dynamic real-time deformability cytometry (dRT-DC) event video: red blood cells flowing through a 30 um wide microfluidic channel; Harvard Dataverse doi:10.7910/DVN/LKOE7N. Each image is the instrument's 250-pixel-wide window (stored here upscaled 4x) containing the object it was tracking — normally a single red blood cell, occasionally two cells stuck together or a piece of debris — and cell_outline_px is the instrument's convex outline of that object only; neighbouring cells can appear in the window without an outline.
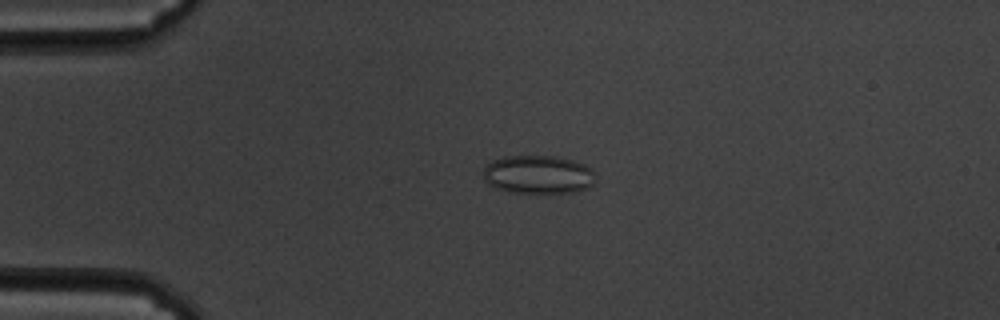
{"species": "common noctule bat (a hibernating species)", "species_latin": "Nyctalus noctula", "temperature_condition": "cold", "stored_images_in_passage": 42, "camera_frame_rate_fps": 3000, "um_per_image_px": 0.085, "animal": {"sex": "male", "body_mass_g": 19.5, "forearm_length_mm": 54.6}, "frame": {"image": 1, "passage_image": 13, "time_ms": 4.0, "image_size_px": [1000, 320], "cell_outline_px": [[592, 184], [588, 188], [576, 192], [508, 192], [496, 188], [488, 184], [484, 180], [484, 168], [492, 160], [504, 156], [556, 156], [572, 160], [584, 164], [592, 168]], "centroid_in_image_um": [45.71, 14.83], "position_along_channel_um": 39.3, "area_um2": 24.97}}
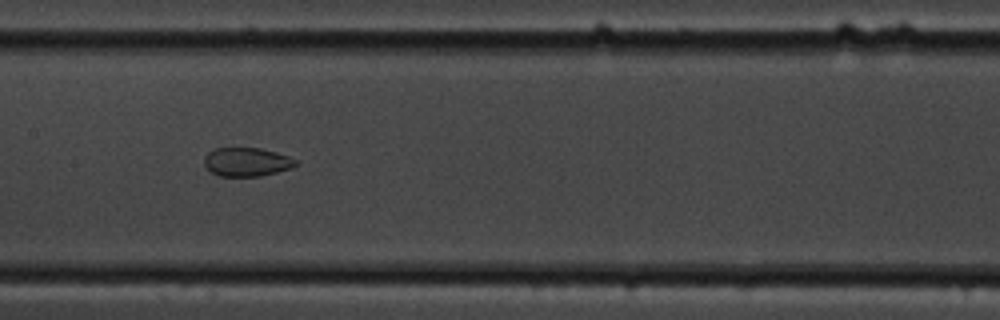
{"frame": {"image": 2, "passage_image": 28, "time_ms": 9.0, "image_size_px": [1000, 320], "cell_outline_px": [[296, 164], [292, 168], [260, 176], [220, 176], [212, 172], [204, 164], [204, 156], [208, 152], [216, 148], [260, 148], [276, 152], [288, 156], [296, 160]], "centroid_in_image_um": [20.96, 13.76], "position_along_channel_um": 186.4, "area_um2": 15.2}}
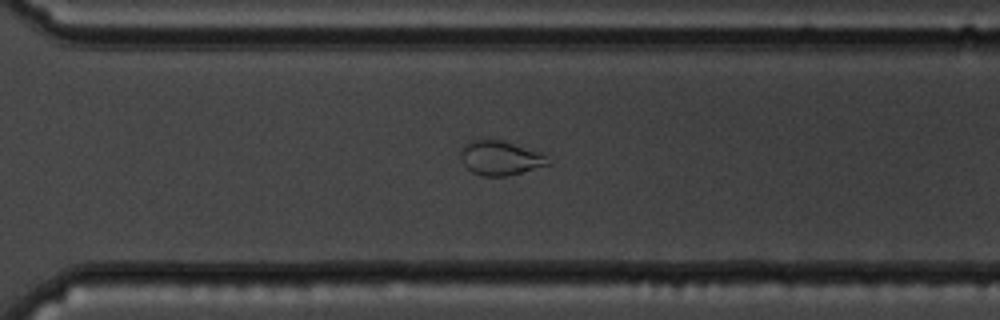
{"frame": {"image": 3, "passage_image": 40, "time_ms": 13.0, "image_size_px": [1000, 320], "cell_outline_px": [[552, 164], [508, 176], [484, 176], [472, 172], [464, 164], [460, 156], [460, 152], [464, 144], [472, 140], [500, 140], [540, 152]], "centroid_in_image_um": [42.51, 13.44], "position_along_channel_um": 328.1, "area_um2": 17.28}}